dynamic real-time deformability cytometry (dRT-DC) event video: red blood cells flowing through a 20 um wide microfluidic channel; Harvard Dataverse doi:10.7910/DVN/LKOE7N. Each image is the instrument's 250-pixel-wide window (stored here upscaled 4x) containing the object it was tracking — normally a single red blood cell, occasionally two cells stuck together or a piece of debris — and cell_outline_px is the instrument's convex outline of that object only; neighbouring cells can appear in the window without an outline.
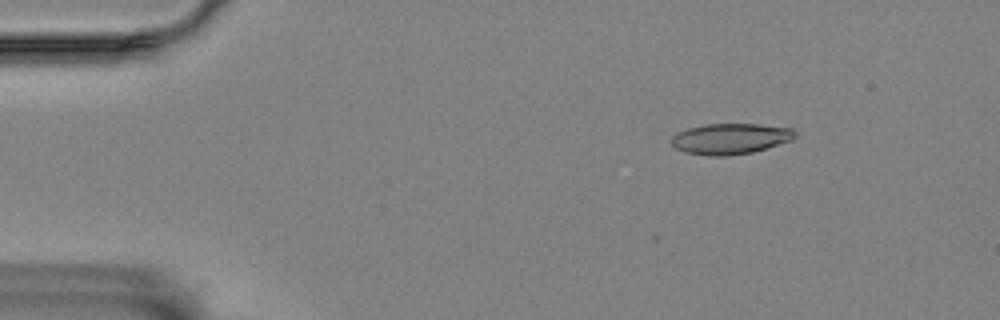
{"species": "Egyptian fruit bat (a non-hibernating species)", "species_latin": "Rousettus aegyptiacus", "temperature_condition": "room temperature", "stored_images_in_passage": 5, "camera_frame_rate_fps": 3000, "um_per_image_px": 0.085, "animal": {"sex": "female"}, "frame": {"image": 1, "passage_image": 2, "time_ms": 1.0, "image_size_px": [1000, 320], "cell_outline_px": [[796, 136], [792, 140], [752, 152], [728, 156], [712, 156], [684, 152], [676, 148], [668, 140], [676, 132], [688, 128], [704, 124], [760, 124], [792, 128], [796, 132]], "centroid_in_image_um": [62.05, 11.79], "position_along_channel_um": 22.9, "area_um2": 22.31}}
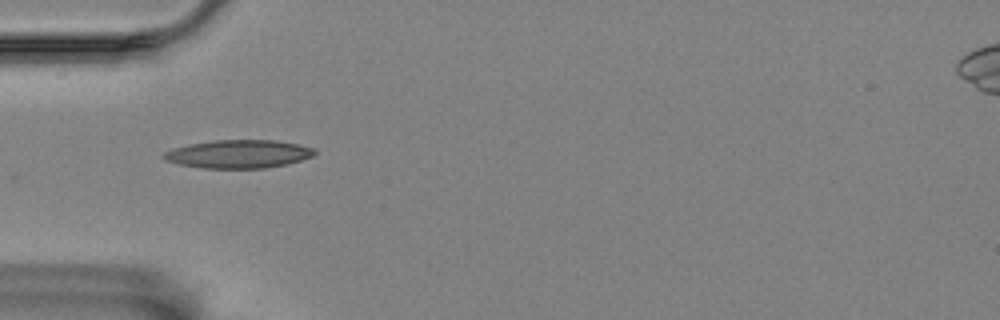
{"frame": {"image": 2, "passage_image": 4, "time_ms": 4.333, "image_size_px": [1000, 320], "cell_outline_px": [[316, 152], [312, 156], [288, 164], [264, 168], [200, 168], [180, 164], [164, 160], [160, 156], [164, 152], [172, 148], [188, 144], [212, 140], [276, 140], [316, 148]], "centroid_in_image_um": [20.23, 13.09], "position_along_channel_um": 64.8, "area_um2": 24.97}}
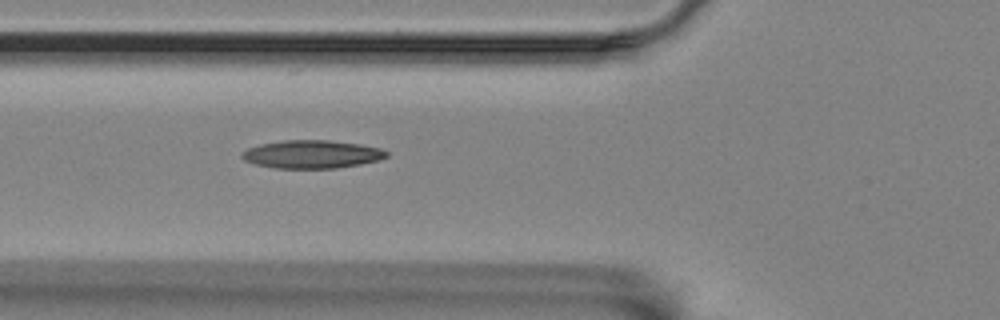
{"frame": {"image": 3, "passage_image": 5, "time_ms": 5.333, "image_size_px": [1000, 320], "cell_outline_px": [[388, 156], [380, 160], [360, 164], [336, 168], [276, 168], [256, 164], [244, 160], [240, 156], [248, 148], [260, 144], [284, 140], [328, 140], [360, 144], [380, 148], [388, 152]], "centroid_in_image_um": [26.53, 13.11], "position_along_channel_um": 99.3, "area_um2": 23.58}}